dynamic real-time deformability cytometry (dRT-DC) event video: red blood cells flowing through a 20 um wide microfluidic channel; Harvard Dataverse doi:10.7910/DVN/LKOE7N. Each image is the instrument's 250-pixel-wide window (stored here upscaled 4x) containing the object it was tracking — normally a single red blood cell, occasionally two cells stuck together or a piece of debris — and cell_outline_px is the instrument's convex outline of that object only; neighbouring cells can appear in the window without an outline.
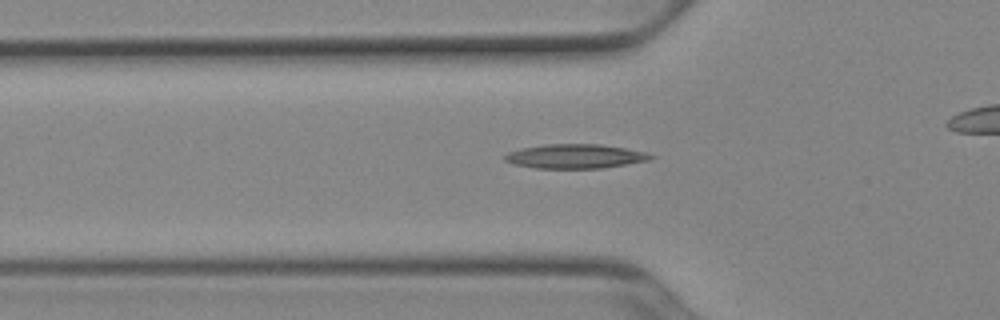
{"species": "Egyptian fruit bat (a non-hibernating species)", "species_latin": "Rousettus aegyptiacus", "temperature_condition": "cold", "stored_images_in_passage": 37, "camera_frame_rate_fps": 3000, "um_per_image_px": 0.085, "animal": {"sex": "female"}, "frame": {"image": 1, "passage_image": 12, "time_ms": 3.667, "image_size_px": [1000, 320], "cell_outline_px": [[656, 156], [652, 160], [628, 164], [600, 168], [536, 168], [516, 164], [504, 160], [504, 156], [508, 152], [520, 148], [544, 144], [600, 144], [624, 148], [644, 152]], "centroid_in_image_um": [48.91, 13.28], "position_along_channel_um": 76.9, "area_um2": 20.58}}
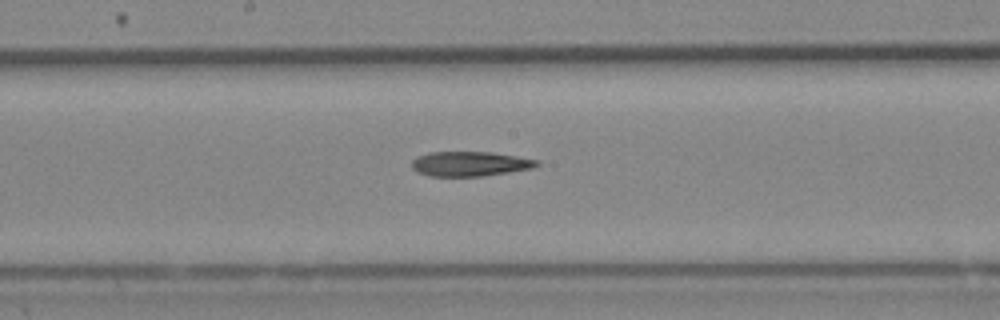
{"frame": {"image": 2, "passage_image": 22, "time_ms": 7.0, "image_size_px": [1000, 320], "cell_outline_px": [[540, 164], [532, 168], [508, 172], [480, 176], [428, 176], [416, 172], [412, 168], [412, 160], [416, 156], [428, 152], [492, 152], [540, 160]], "centroid_in_image_um": [39.91, 13.92], "position_along_channel_um": 208.3, "area_um2": 18.09}}
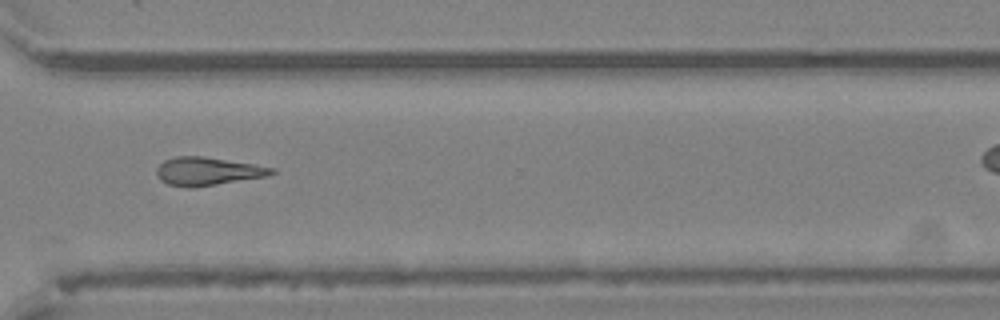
{"frame": {"image": 3, "passage_image": 33, "time_ms": 10.667, "image_size_px": [1000, 320], "cell_outline_px": [[276, 172], [268, 176], [192, 188], [188, 188], [168, 184], [160, 180], [156, 176], [156, 168], [164, 160], [176, 156], [204, 156], [276, 168]], "centroid_in_image_um": [17.62, 14.56], "position_along_channel_um": 353.0, "area_um2": 18.96}}